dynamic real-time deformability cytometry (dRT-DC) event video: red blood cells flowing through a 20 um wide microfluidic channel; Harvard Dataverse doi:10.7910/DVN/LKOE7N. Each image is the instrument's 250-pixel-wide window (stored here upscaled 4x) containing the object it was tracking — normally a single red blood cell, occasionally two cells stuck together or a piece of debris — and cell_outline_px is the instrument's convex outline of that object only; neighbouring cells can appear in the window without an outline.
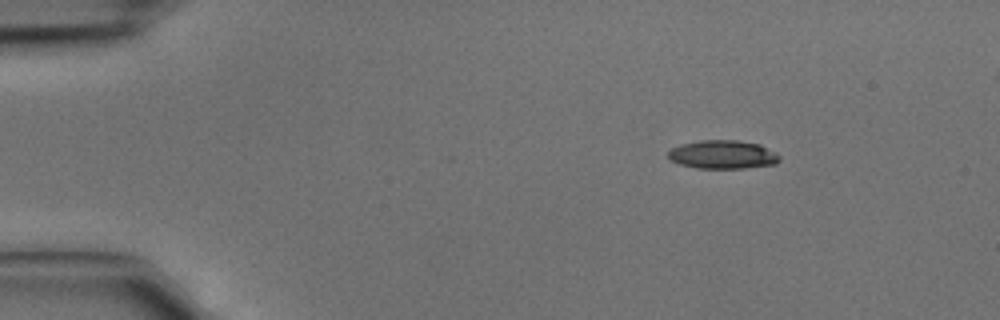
{"species": "common noctule bat (a hibernating species)", "species_latin": "Nyctalus noctula", "temperature_condition": "cold", "stored_images_in_passage": 4, "camera_frame_rate_fps": 3000, "um_per_image_px": 0.085, "animal": {"sex": "male", "body_mass_g": 15.6}, "frame": {"image": 1, "passage_image": 4, "time_ms": 1.0, "image_size_px": [1000, 320], "cell_outline_px": [[780, 160], [776, 164], [744, 168], [696, 168], [680, 164], [672, 160], [668, 156], [668, 152], [672, 148], [680, 144], [700, 140], [736, 140], [760, 144], [776, 152], [780, 156]], "centroid_in_image_um": [61.46, 13.13], "position_along_channel_um": 23.5, "area_um2": 18.55}}